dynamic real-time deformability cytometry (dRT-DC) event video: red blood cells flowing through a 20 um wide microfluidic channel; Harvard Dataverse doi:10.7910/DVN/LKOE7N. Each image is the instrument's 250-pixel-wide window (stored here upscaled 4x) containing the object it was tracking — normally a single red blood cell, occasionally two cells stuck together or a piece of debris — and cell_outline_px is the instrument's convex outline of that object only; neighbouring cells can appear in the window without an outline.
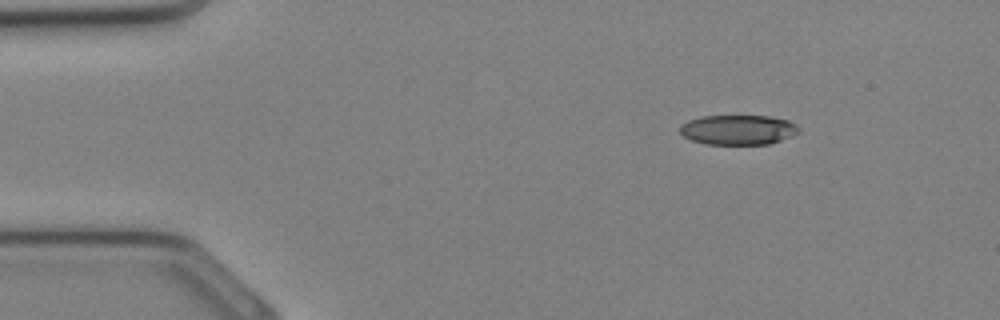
{"species": "Egyptian fruit bat (a non-hibernating species)", "species_latin": "Rousettus aegyptiacus", "temperature_condition": "cold", "stored_images_in_passage": 32, "camera_frame_rate_fps": 3000, "um_per_image_px": 0.085, "animal": {"sex": "female"}, "frame": {"image": 1, "passage_image": 4, "time_ms": 1.0, "image_size_px": [1000, 320], "cell_outline_px": [[800, 132], [792, 136], [768, 144], [704, 144], [692, 140], [684, 136], [680, 132], [680, 124], [688, 120], [700, 116], [768, 116], [788, 120], [796, 124], [800, 128]], "centroid_in_image_um": [62.74, 11.03], "position_along_channel_um": 22.3, "area_um2": 20.75}}
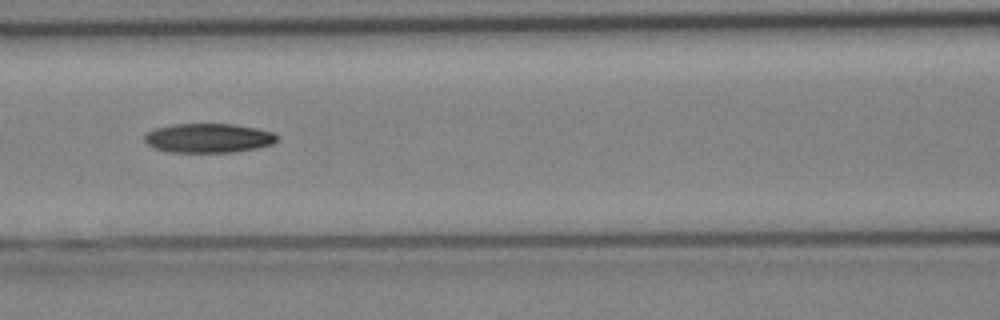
{"frame": {"image": 2, "passage_image": 14, "time_ms": 4.333, "image_size_px": [1000, 320], "cell_outline_px": [[276, 140], [272, 144], [256, 148], [232, 152], [168, 152], [152, 148], [144, 140], [144, 136], [148, 132], [156, 128], [172, 124], [232, 124], [256, 128], [272, 132], [276, 136]], "centroid_in_image_um": [17.67, 11.74], "position_along_channel_um": 148.9, "area_um2": 22.48}}
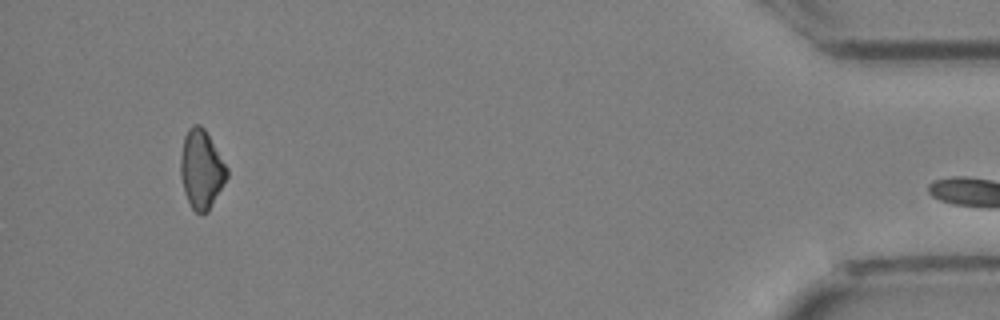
{"frame": {"image": 3, "passage_image": 31, "time_ms": 10.0, "image_size_px": [1000, 320], "cell_outline_px": [[228, 176], [208, 212], [196, 212], [192, 208], [184, 192], [180, 176], [180, 156], [184, 136], [188, 128], [192, 124], [200, 124], [204, 128], [228, 168]], "centroid_in_image_um": [17.1, 14.36], "position_along_channel_um": 418.1, "area_um2": 21.21}}